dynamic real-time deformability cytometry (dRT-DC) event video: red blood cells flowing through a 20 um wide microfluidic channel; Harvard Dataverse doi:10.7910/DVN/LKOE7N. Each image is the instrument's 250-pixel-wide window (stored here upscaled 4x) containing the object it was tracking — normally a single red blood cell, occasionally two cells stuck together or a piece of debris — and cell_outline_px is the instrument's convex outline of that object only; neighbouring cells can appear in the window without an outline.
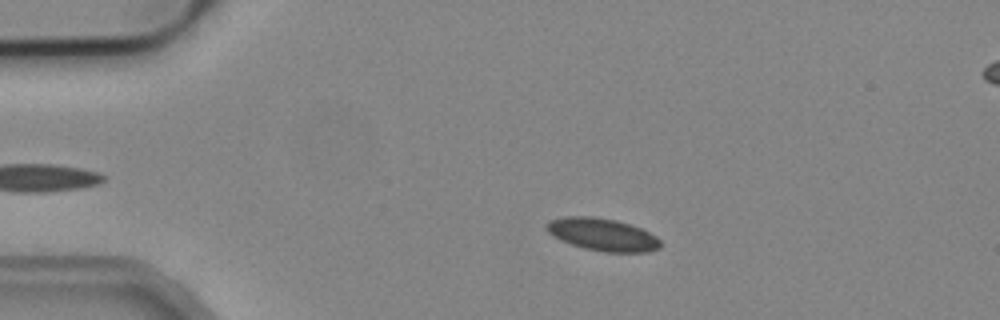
{"species": "common noctule bat (a hibernating species)", "species_latin": "Nyctalus noctula", "temperature_condition": "cold", "stored_images_in_passage": 6, "camera_frame_rate_fps": 3000, "um_per_image_px": 0.085, "animal": {"sex": "male", "body_mass_g": 19.2, "forearm_length_mm": 51.8}, "frame": {"image": 1, "passage_image": 3, "time_ms": 0.667, "image_size_px": [1000, 320], "cell_outline_px": [[660, 248], [648, 252], [604, 252], [584, 248], [560, 240], [552, 236], [544, 228], [544, 224], [548, 220], [564, 216], [592, 216], [616, 220], [640, 228], [656, 236], [660, 240]], "centroid_in_image_um": [51.16, 19.93], "position_along_channel_um": 33.8, "area_um2": 21.73}}